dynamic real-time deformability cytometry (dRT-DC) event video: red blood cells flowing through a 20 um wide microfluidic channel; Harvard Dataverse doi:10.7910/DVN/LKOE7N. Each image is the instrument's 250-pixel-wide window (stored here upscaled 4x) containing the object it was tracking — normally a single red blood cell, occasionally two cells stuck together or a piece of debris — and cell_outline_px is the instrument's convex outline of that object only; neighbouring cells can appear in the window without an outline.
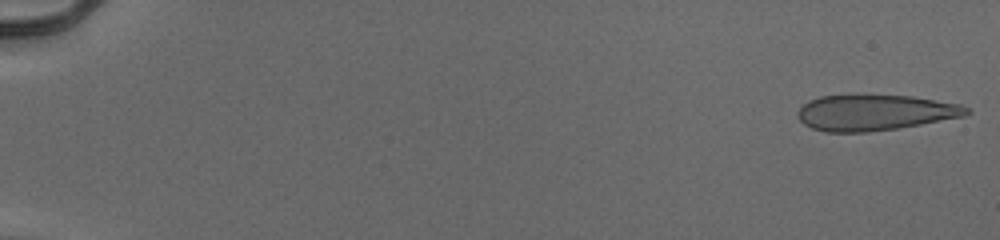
{"species": "human", "species_latin": "Homo sapiens", "temperature_condition": "cold", "stored_images_in_passage": 54, "segment_of_instrument_passage": [1, 2], "camera_frame_rate_fps": 3000, "um_per_image_px": 0.085, "donor": {"sex": "male"}, "frame": {"image": 1, "passage_image": 1, "time_ms": 0.0, "image_size_px": [1000, 240], "cell_outline_px": [[972, 112], [964, 116], [920, 124], [896, 128], [868, 132], [824, 132], [812, 128], [804, 124], [796, 116], [796, 112], [808, 100], [820, 96], [848, 92], [912, 96], [960, 104], [972, 108]], "centroid_in_image_um": [74.32, 9.52], "position_along_channel_um": 10.7, "area_um2": 36.3}}
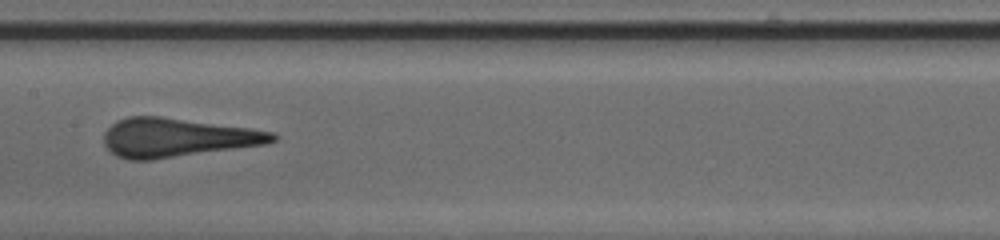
{"frame": {"image": 2, "passage_image": 29, "time_ms": 9.333, "image_size_px": [1000, 240], "cell_outline_px": [[280, 136], [276, 140], [268, 144], [152, 160], [128, 160], [116, 156], [104, 144], [104, 132], [116, 120], [128, 116], [160, 116], [252, 128], [272, 132]], "centroid_in_image_um": [15.07, 11.69], "position_along_channel_um": 192.3, "area_um2": 38.44}}
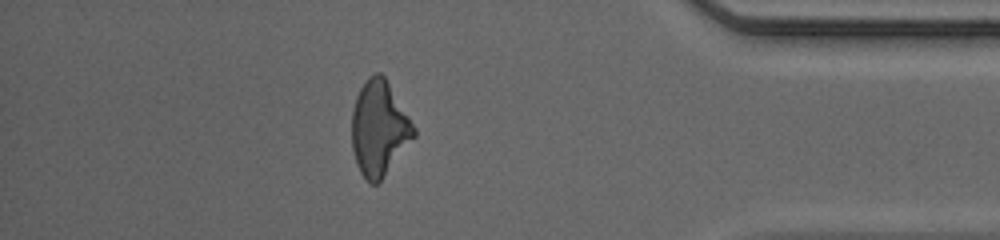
{"frame": {"image": 3, "passage_image": 47, "time_ms": 15.333, "image_size_px": [1000, 240], "cell_outline_px": [[416, 136], [380, 180], [376, 184], [372, 184], [360, 172], [356, 164], [352, 148], [352, 108], [356, 96], [360, 88], [368, 76], [376, 72], [380, 72], [384, 76], [416, 128]], "centroid_in_image_um": [32.22, 10.89], "position_along_channel_um": 403.0, "area_um2": 34.04}}